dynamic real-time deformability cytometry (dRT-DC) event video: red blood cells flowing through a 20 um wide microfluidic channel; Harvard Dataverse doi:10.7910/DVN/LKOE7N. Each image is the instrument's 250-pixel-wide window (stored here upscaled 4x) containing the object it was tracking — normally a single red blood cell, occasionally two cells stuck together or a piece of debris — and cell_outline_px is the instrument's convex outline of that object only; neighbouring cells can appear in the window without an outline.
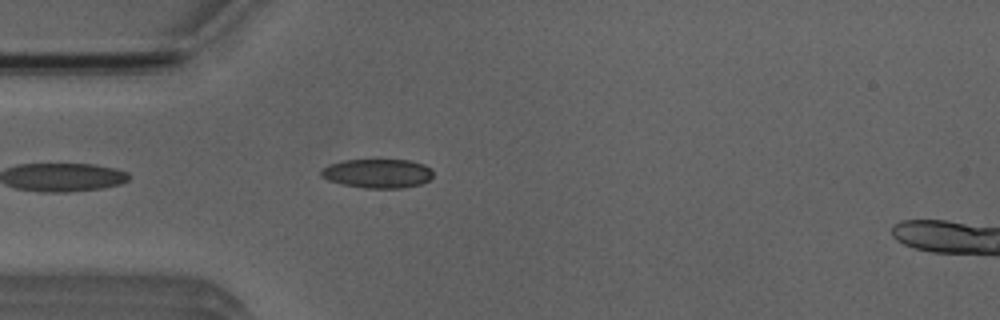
{"species": "Egyptian fruit bat (a non-hibernating species)", "species_latin": "Rousettus aegyptiacus", "temperature_condition": "room temperature", "stored_images_in_passage": 40, "camera_frame_rate_fps": 3000, "um_per_image_px": 0.085, "animal": {"sex": "male"}, "frame": {"image": 1, "passage_image": 3, "time_ms": 0.667, "image_size_px": [1000, 320], "cell_outline_px": [[432, 176], [428, 180], [420, 184], [404, 188], [364, 188], [340, 184], [328, 180], [320, 176], [320, 172], [328, 164], [344, 160], [412, 160], [424, 164], [432, 168]], "centroid_in_image_um": [32.09, 14.74], "position_along_channel_um": 52.9, "area_um2": 19.13}}
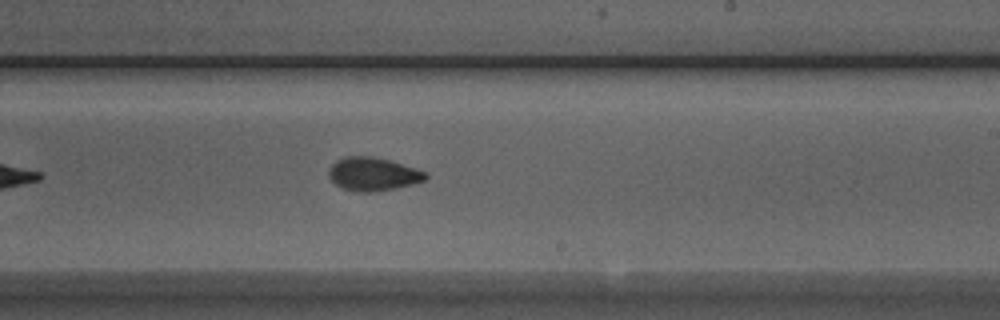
{"frame": {"image": 2, "passage_image": 19, "time_ms": 6.0, "image_size_px": [1000, 320], "cell_outline_px": [[428, 176], [424, 180], [412, 184], [396, 188], [376, 192], [356, 192], [340, 188], [328, 176], [328, 172], [332, 164], [336, 160], [344, 156], [372, 156], [388, 160], [416, 168], [428, 172]], "centroid_in_image_um": [31.69, 14.8], "position_along_channel_um": 257.3, "area_um2": 18.96}}
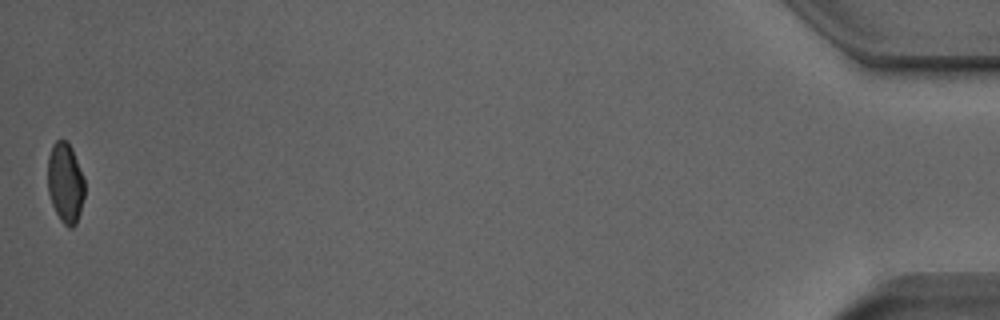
{"frame": {"image": 3, "passage_image": 40, "time_ms": 13.0, "image_size_px": [1000, 320], "cell_outline_px": [[84, 196], [80, 212], [76, 224], [72, 228], [68, 228], [60, 220], [52, 204], [48, 192], [48, 156], [52, 144], [56, 140], [68, 140], [72, 148], [84, 176]], "centroid_in_image_um": [5.56, 15.52], "position_along_channel_um": 429.6, "area_um2": 17.46}, "authors_computed_cell_mechanics": {"area_um2": 18.5827, "velocity_mm_per_s": 3.9466, "shape_relaxation_time_tau1_ms": 6.2335, "shape_relaxation_time_tau2_ms": 1.5574, "deformation_change_tau1": 0.141, "deformation_change_tau2": 0.0692}}